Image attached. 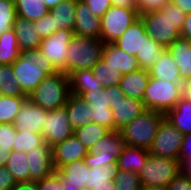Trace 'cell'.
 Listing matches in <instances>:
<instances>
[{"mask_svg": "<svg viewBox=\"0 0 191 190\" xmlns=\"http://www.w3.org/2000/svg\"><path fill=\"white\" fill-rule=\"evenodd\" d=\"M185 16L184 11L173 3H167L160 10L139 15L148 36L166 48L181 37Z\"/></svg>", "mask_w": 191, "mask_h": 190, "instance_id": "cell-1", "label": "cell"}, {"mask_svg": "<svg viewBox=\"0 0 191 190\" xmlns=\"http://www.w3.org/2000/svg\"><path fill=\"white\" fill-rule=\"evenodd\" d=\"M22 91L29 96L47 77L58 72L53 64L38 49L22 51L11 64Z\"/></svg>", "mask_w": 191, "mask_h": 190, "instance_id": "cell-2", "label": "cell"}, {"mask_svg": "<svg viewBox=\"0 0 191 190\" xmlns=\"http://www.w3.org/2000/svg\"><path fill=\"white\" fill-rule=\"evenodd\" d=\"M164 113L146 109L120 130L127 146L150 150Z\"/></svg>", "mask_w": 191, "mask_h": 190, "instance_id": "cell-3", "label": "cell"}, {"mask_svg": "<svg viewBox=\"0 0 191 190\" xmlns=\"http://www.w3.org/2000/svg\"><path fill=\"white\" fill-rule=\"evenodd\" d=\"M70 94L68 75L58 71L47 76L27 98L48 111L65 106Z\"/></svg>", "mask_w": 191, "mask_h": 190, "instance_id": "cell-4", "label": "cell"}, {"mask_svg": "<svg viewBox=\"0 0 191 190\" xmlns=\"http://www.w3.org/2000/svg\"><path fill=\"white\" fill-rule=\"evenodd\" d=\"M183 95V82H168L149 78L142 102L146 109L166 114Z\"/></svg>", "mask_w": 191, "mask_h": 190, "instance_id": "cell-5", "label": "cell"}, {"mask_svg": "<svg viewBox=\"0 0 191 190\" xmlns=\"http://www.w3.org/2000/svg\"><path fill=\"white\" fill-rule=\"evenodd\" d=\"M103 46L101 39L74 35L67 49V74L92 69L102 58Z\"/></svg>", "mask_w": 191, "mask_h": 190, "instance_id": "cell-6", "label": "cell"}, {"mask_svg": "<svg viewBox=\"0 0 191 190\" xmlns=\"http://www.w3.org/2000/svg\"><path fill=\"white\" fill-rule=\"evenodd\" d=\"M180 172V161L149 155L145 166L138 173V177L142 186L166 188Z\"/></svg>", "mask_w": 191, "mask_h": 190, "instance_id": "cell-7", "label": "cell"}, {"mask_svg": "<svg viewBox=\"0 0 191 190\" xmlns=\"http://www.w3.org/2000/svg\"><path fill=\"white\" fill-rule=\"evenodd\" d=\"M126 147L120 131H110L98 140L83 159L89 168L96 166H116L117 159Z\"/></svg>", "mask_w": 191, "mask_h": 190, "instance_id": "cell-8", "label": "cell"}, {"mask_svg": "<svg viewBox=\"0 0 191 190\" xmlns=\"http://www.w3.org/2000/svg\"><path fill=\"white\" fill-rule=\"evenodd\" d=\"M106 90L110 93V109L113 113L116 131H120L146 110L141 100L126 97L119 85L106 87Z\"/></svg>", "mask_w": 191, "mask_h": 190, "instance_id": "cell-9", "label": "cell"}, {"mask_svg": "<svg viewBox=\"0 0 191 190\" xmlns=\"http://www.w3.org/2000/svg\"><path fill=\"white\" fill-rule=\"evenodd\" d=\"M138 18V10L111 6L101 17V40L114 43Z\"/></svg>", "mask_w": 191, "mask_h": 190, "instance_id": "cell-10", "label": "cell"}, {"mask_svg": "<svg viewBox=\"0 0 191 190\" xmlns=\"http://www.w3.org/2000/svg\"><path fill=\"white\" fill-rule=\"evenodd\" d=\"M183 136L184 135L164 117L149 150L150 155L180 161Z\"/></svg>", "mask_w": 191, "mask_h": 190, "instance_id": "cell-11", "label": "cell"}, {"mask_svg": "<svg viewBox=\"0 0 191 190\" xmlns=\"http://www.w3.org/2000/svg\"><path fill=\"white\" fill-rule=\"evenodd\" d=\"M74 36L72 30L60 29L42 40L39 49L58 71L67 74V49Z\"/></svg>", "mask_w": 191, "mask_h": 190, "instance_id": "cell-12", "label": "cell"}, {"mask_svg": "<svg viewBox=\"0 0 191 190\" xmlns=\"http://www.w3.org/2000/svg\"><path fill=\"white\" fill-rule=\"evenodd\" d=\"M41 134L44 142L51 148L74 135L65 106L46 111L44 128L41 130Z\"/></svg>", "mask_w": 191, "mask_h": 190, "instance_id": "cell-13", "label": "cell"}, {"mask_svg": "<svg viewBox=\"0 0 191 190\" xmlns=\"http://www.w3.org/2000/svg\"><path fill=\"white\" fill-rule=\"evenodd\" d=\"M46 111L26 98L13 122L16 131L41 134Z\"/></svg>", "mask_w": 191, "mask_h": 190, "instance_id": "cell-14", "label": "cell"}, {"mask_svg": "<svg viewBox=\"0 0 191 190\" xmlns=\"http://www.w3.org/2000/svg\"><path fill=\"white\" fill-rule=\"evenodd\" d=\"M26 156L29 166V181H40L55 171L52 163V148L46 142L28 151Z\"/></svg>", "mask_w": 191, "mask_h": 190, "instance_id": "cell-15", "label": "cell"}, {"mask_svg": "<svg viewBox=\"0 0 191 190\" xmlns=\"http://www.w3.org/2000/svg\"><path fill=\"white\" fill-rule=\"evenodd\" d=\"M89 150L73 135L52 147V163L54 170L61 166L84 159Z\"/></svg>", "mask_w": 191, "mask_h": 190, "instance_id": "cell-16", "label": "cell"}, {"mask_svg": "<svg viewBox=\"0 0 191 190\" xmlns=\"http://www.w3.org/2000/svg\"><path fill=\"white\" fill-rule=\"evenodd\" d=\"M75 14L74 35L101 39V18L93 15L82 0H76Z\"/></svg>", "mask_w": 191, "mask_h": 190, "instance_id": "cell-17", "label": "cell"}, {"mask_svg": "<svg viewBox=\"0 0 191 190\" xmlns=\"http://www.w3.org/2000/svg\"><path fill=\"white\" fill-rule=\"evenodd\" d=\"M149 39L150 37L146 33L145 26L139 17L114 44L126 53L136 56Z\"/></svg>", "mask_w": 191, "mask_h": 190, "instance_id": "cell-18", "label": "cell"}, {"mask_svg": "<svg viewBox=\"0 0 191 190\" xmlns=\"http://www.w3.org/2000/svg\"><path fill=\"white\" fill-rule=\"evenodd\" d=\"M102 59L122 75L140 69L136 56L126 53L114 43H104Z\"/></svg>", "mask_w": 191, "mask_h": 190, "instance_id": "cell-19", "label": "cell"}, {"mask_svg": "<svg viewBox=\"0 0 191 190\" xmlns=\"http://www.w3.org/2000/svg\"><path fill=\"white\" fill-rule=\"evenodd\" d=\"M150 78L149 70L142 68L122 75L119 87L126 97L143 100Z\"/></svg>", "mask_w": 191, "mask_h": 190, "instance_id": "cell-20", "label": "cell"}, {"mask_svg": "<svg viewBox=\"0 0 191 190\" xmlns=\"http://www.w3.org/2000/svg\"><path fill=\"white\" fill-rule=\"evenodd\" d=\"M12 29L15 31L17 36V42L21 52L38 49L40 47L42 39L40 38L33 21L17 17Z\"/></svg>", "mask_w": 191, "mask_h": 190, "instance_id": "cell-21", "label": "cell"}, {"mask_svg": "<svg viewBox=\"0 0 191 190\" xmlns=\"http://www.w3.org/2000/svg\"><path fill=\"white\" fill-rule=\"evenodd\" d=\"M88 169L89 167L81 159L67 163L55 171L66 186L82 190L87 185Z\"/></svg>", "mask_w": 191, "mask_h": 190, "instance_id": "cell-22", "label": "cell"}, {"mask_svg": "<svg viewBox=\"0 0 191 190\" xmlns=\"http://www.w3.org/2000/svg\"><path fill=\"white\" fill-rule=\"evenodd\" d=\"M167 49L179 68L181 80L183 82L191 80V41L180 37L173 41Z\"/></svg>", "mask_w": 191, "mask_h": 190, "instance_id": "cell-23", "label": "cell"}, {"mask_svg": "<svg viewBox=\"0 0 191 190\" xmlns=\"http://www.w3.org/2000/svg\"><path fill=\"white\" fill-rule=\"evenodd\" d=\"M116 166H96L88 169L87 185L90 190H115Z\"/></svg>", "mask_w": 191, "mask_h": 190, "instance_id": "cell-24", "label": "cell"}, {"mask_svg": "<svg viewBox=\"0 0 191 190\" xmlns=\"http://www.w3.org/2000/svg\"><path fill=\"white\" fill-rule=\"evenodd\" d=\"M65 107L74 131L91 122L90 106L79 95L71 93Z\"/></svg>", "mask_w": 191, "mask_h": 190, "instance_id": "cell-25", "label": "cell"}, {"mask_svg": "<svg viewBox=\"0 0 191 190\" xmlns=\"http://www.w3.org/2000/svg\"><path fill=\"white\" fill-rule=\"evenodd\" d=\"M150 153L146 149L127 146L116 162L117 169L139 173L145 166Z\"/></svg>", "mask_w": 191, "mask_h": 190, "instance_id": "cell-26", "label": "cell"}, {"mask_svg": "<svg viewBox=\"0 0 191 190\" xmlns=\"http://www.w3.org/2000/svg\"><path fill=\"white\" fill-rule=\"evenodd\" d=\"M151 78H156L168 82H183L180 78L179 68L171 53L166 49L162 57L149 69Z\"/></svg>", "mask_w": 191, "mask_h": 190, "instance_id": "cell-27", "label": "cell"}, {"mask_svg": "<svg viewBox=\"0 0 191 190\" xmlns=\"http://www.w3.org/2000/svg\"><path fill=\"white\" fill-rule=\"evenodd\" d=\"M165 118L183 135L191 133V101L182 96L175 107L165 114Z\"/></svg>", "mask_w": 191, "mask_h": 190, "instance_id": "cell-28", "label": "cell"}, {"mask_svg": "<svg viewBox=\"0 0 191 190\" xmlns=\"http://www.w3.org/2000/svg\"><path fill=\"white\" fill-rule=\"evenodd\" d=\"M54 18L55 28L72 30L76 19V0H63L58 6L49 9Z\"/></svg>", "mask_w": 191, "mask_h": 190, "instance_id": "cell-29", "label": "cell"}, {"mask_svg": "<svg viewBox=\"0 0 191 190\" xmlns=\"http://www.w3.org/2000/svg\"><path fill=\"white\" fill-rule=\"evenodd\" d=\"M70 91L72 94H80L94 88L102 89L104 87L95 78L92 69L75 70L68 74Z\"/></svg>", "mask_w": 191, "mask_h": 190, "instance_id": "cell-30", "label": "cell"}, {"mask_svg": "<svg viewBox=\"0 0 191 190\" xmlns=\"http://www.w3.org/2000/svg\"><path fill=\"white\" fill-rule=\"evenodd\" d=\"M20 54L15 31L10 29L2 33L0 35V65L13 64Z\"/></svg>", "mask_w": 191, "mask_h": 190, "instance_id": "cell-31", "label": "cell"}, {"mask_svg": "<svg viewBox=\"0 0 191 190\" xmlns=\"http://www.w3.org/2000/svg\"><path fill=\"white\" fill-rule=\"evenodd\" d=\"M17 17L29 21H37L49 13V9L42 0H14Z\"/></svg>", "mask_w": 191, "mask_h": 190, "instance_id": "cell-32", "label": "cell"}, {"mask_svg": "<svg viewBox=\"0 0 191 190\" xmlns=\"http://www.w3.org/2000/svg\"><path fill=\"white\" fill-rule=\"evenodd\" d=\"M0 95L28 97L22 91L11 64L0 65Z\"/></svg>", "mask_w": 191, "mask_h": 190, "instance_id": "cell-33", "label": "cell"}, {"mask_svg": "<svg viewBox=\"0 0 191 190\" xmlns=\"http://www.w3.org/2000/svg\"><path fill=\"white\" fill-rule=\"evenodd\" d=\"M5 167L12 174L16 183L29 181V166L26 153L12 150Z\"/></svg>", "mask_w": 191, "mask_h": 190, "instance_id": "cell-34", "label": "cell"}, {"mask_svg": "<svg viewBox=\"0 0 191 190\" xmlns=\"http://www.w3.org/2000/svg\"><path fill=\"white\" fill-rule=\"evenodd\" d=\"M110 131L95 122L86 123L83 127L74 131V135L90 151L93 145L105 137Z\"/></svg>", "mask_w": 191, "mask_h": 190, "instance_id": "cell-35", "label": "cell"}, {"mask_svg": "<svg viewBox=\"0 0 191 190\" xmlns=\"http://www.w3.org/2000/svg\"><path fill=\"white\" fill-rule=\"evenodd\" d=\"M92 72L102 87H114L120 84L122 74L102 58L92 68Z\"/></svg>", "mask_w": 191, "mask_h": 190, "instance_id": "cell-36", "label": "cell"}, {"mask_svg": "<svg viewBox=\"0 0 191 190\" xmlns=\"http://www.w3.org/2000/svg\"><path fill=\"white\" fill-rule=\"evenodd\" d=\"M166 47L160 46L154 39H149L145 42L144 47L140 53L136 54V59L140 68L149 70L156 63V60L162 57Z\"/></svg>", "mask_w": 191, "mask_h": 190, "instance_id": "cell-37", "label": "cell"}, {"mask_svg": "<svg viewBox=\"0 0 191 190\" xmlns=\"http://www.w3.org/2000/svg\"><path fill=\"white\" fill-rule=\"evenodd\" d=\"M26 98L0 95V123L13 124Z\"/></svg>", "mask_w": 191, "mask_h": 190, "instance_id": "cell-38", "label": "cell"}, {"mask_svg": "<svg viewBox=\"0 0 191 190\" xmlns=\"http://www.w3.org/2000/svg\"><path fill=\"white\" fill-rule=\"evenodd\" d=\"M44 143L42 134L17 131L13 145L14 151L27 153Z\"/></svg>", "mask_w": 191, "mask_h": 190, "instance_id": "cell-39", "label": "cell"}, {"mask_svg": "<svg viewBox=\"0 0 191 190\" xmlns=\"http://www.w3.org/2000/svg\"><path fill=\"white\" fill-rule=\"evenodd\" d=\"M89 106L93 108L110 109V93L106 88H94L84 93L78 94Z\"/></svg>", "mask_w": 191, "mask_h": 190, "instance_id": "cell-40", "label": "cell"}, {"mask_svg": "<svg viewBox=\"0 0 191 190\" xmlns=\"http://www.w3.org/2000/svg\"><path fill=\"white\" fill-rule=\"evenodd\" d=\"M16 18L15 1L0 0V35L12 29Z\"/></svg>", "mask_w": 191, "mask_h": 190, "instance_id": "cell-41", "label": "cell"}, {"mask_svg": "<svg viewBox=\"0 0 191 190\" xmlns=\"http://www.w3.org/2000/svg\"><path fill=\"white\" fill-rule=\"evenodd\" d=\"M115 190H141L142 184L137 173L126 170L117 171Z\"/></svg>", "mask_w": 191, "mask_h": 190, "instance_id": "cell-42", "label": "cell"}, {"mask_svg": "<svg viewBox=\"0 0 191 190\" xmlns=\"http://www.w3.org/2000/svg\"><path fill=\"white\" fill-rule=\"evenodd\" d=\"M91 122H95L101 126L106 127L109 131H116L114 126V118L111 109L105 108H91Z\"/></svg>", "mask_w": 191, "mask_h": 190, "instance_id": "cell-43", "label": "cell"}, {"mask_svg": "<svg viewBox=\"0 0 191 190\" xmlns=\"http://www.w3.org/2000/svg\"><path fill=\"white\" fill-rule=\"evenodd\" d=\"M181 172L191 173V133L183 136L180 150Z\"/></svg>", "mask_w": 191, "mask_h": 190, "instance_id": "cell-44", "label": "cell"}, {"mask_svg": "<svg viewBox=\"0 0 191 190\" xmlns=\"http://www.w3.org/2000/svg\"><path fill=\"white\" fill-rule=\"evenodd\" d=\"M34 23L42 40L58 31V28H55L54 18H52L50 12L41 19L34 21Z\"/></svg>", "mask_w": 191, "mask_h": 190, "instance_id": "cell-45", "label": "cell"}, {"mask_svg": "<svg viewBox=\"0 0 191 190\" xmlns=\"http://www.w3.org/2000/svg\"><path fill=\"white\" fill-rule=\"evenodd\" d=\"M15 126L11 123H0V146L13 150L16 138Z\"/></svg>", "mask_w": 191, "mask_h": 190, "instance_id": "cell-46", "label": "cell"}, {"mask_svg": "<svg viewBox=\"0 0 191 190\" xmlns=\"http://www.w3.org/2000/svg\"><path fill=\"white\" fill-rule=\"evenodd\" d=\"M38 190H63V182L59 175L54 171L51 175L37 181Z\"/></svg>", "mask_w": 191, "mask_h": 190, "instance_id": "cell-47", "label": "cell"}, {"mask_svg": "<svg viewBox=\"0 0 191 190\" xmlns=\"http://www.w3.org/2000/svg\"><path fill=\"white\" fill-rule=\"evenodd\" d=\"M166 190H191V173L180 172L165 188Z\"/></svg>", "mask_w": 191, "mask_h": 190, "instance_id": "cell-48", "label": "cell"}, {"mask_svg": "<svg viewBox=\"0 0 191 190\" xmlns=\"http://www.w3.org/2000/svg\"><path fill=\"white\" fill-rule=\"evenodd\" d=\"M138 14L160 10L164 5L170 3V0H136Z\"/></svg>", "mask_w": 191, "mask_h": 190, "instance_id": "cell-49", "label": "cell"}, {"mask_svg": "<svg viewBox=\"0 0 191 190\" xmlns=\"http://www.w3.org/2000/svg\"><path fill=\"white\" fill-rule=\"evenodd\" d=\"M97 17H102L112 6L111 0H82Z\"/></svg>", "mask_w": 191, "mask_h": 190, "instance_id": "cell-50", "label": "cell"}, {"mask_svg": "<svg viewBox=\"0 0 191 190\" xmlns=\"http://www.w3.org/2000/svg\"><path fill=\"white\" fill-rule=\"evenodd\" d=\"M16 185L12 174L5 166H0V190H12Z\"/></svg>", "mask_w": 191, "mask_h": 190, "instance_id": "cell-51", "label": "cell"}, {"mask_svg": "<svg viewBox=\"0 0 191 190\" xmlns=\"http://www.w3.org/2000/svg\"><path fill=\"white\" fill-rule=\"evenodd\" d=\"M181 38L191 41V12L185 16L184 26L181 29Z\"/></svg>", "mask_w": 191, "mask_h": 190, "instance_id": "cell-52", "label": "cell"}, {"mask_svg": "<svg viewBox=\"0 0 191 190\" xmlns=\"http://www.w3.org/2000/svg\"><path fill=\"white\" fill-rule=\"evenodd\" d=\"M112 6L137 10L136 0H111Z\"/></svg>", "mask_w": 191, "mask_h": 190, "instance_id": "cell-53", "label": "cell"}, {"mask_svg": "<svg viewBox=\"0 0 191 190\" xmlns=\"http://www.w3.org/2000/svg\"><path fill=\"white\" fill-rule=\"evenodd\" d=\"M170 3H173L183 10L185 14H189L191 12V0H170Z\"/></svg>", "mask_w": 191, "mask_h": 190, "instance_id": "cell-54", "label": "cell"}, {"mask_svg": "<svg viewBox=\"0 0 191 190\" xmlns=\"http://www.w3.org/2000/svg\"><path fill=\"white\" fill-rule=\"evenodd\" d=\"M12 190H38L37 188V182H19L16 183L14 188Z\"/></svg>", "mask_w": 191, "mask_h": 190, "instance_id": "cell-55", "label": "cell"}, {"mask_svg": "<svg viewBox=\"0 0 191 190\" xmlns=\"http://www.w3.org/2000/svg\"><path fill=\"white\" fill-rule=\"evenodd\" d=\"M12 152L11 149L2 148L0 146V166H6V162L9 159V154Z\"/></svg>", "mask_w": 191, "mask_h": 190, "instance_id": "cell-56", "label": "cell"}, {"mask_svg": "<svg viewBox=\"0 0 191 190\" xmlns=\"http://www.w3.org/2000/svg\"><path fill=\"white\" fill-rule=\"evenodd\" d=\"M185 99L191 101V80L183 82V95Z\"/></svg>", "mask_w": 191, "mask_h": 190, "instance_id": "cell-57", "label": "cell"}, {"mask_svg": "<svg viewBox=\"0 0 191 190\" xmlns=\"http://www.w3.org/2000/svg\"><path fill=\"white\" fill-rule=\"evenodd\" d=\"M48 9L58 6L63 0H42Z\"/></svg>", "mask_w": 191, "mask_h": 190, "instance_id": "cell-58", "label": "cell"}, {"mask_svg": "<svg viewBox=\"0 0 191 190\" xmlns=\"http://www.w3.org/2000/svg\"><path fill=\"white\" fill-rule=\"evenodd\" d=\"M141 190H166V189L161 187L142 186Z\"/></svg>", "mask_w": 191, "mask_h": 190, "instance_id": "cell-59", "label": "cell"}, {"mask_svg": "<svg viewBox=\"0 0 191 190\" xmlns=\"http://www.w3.org/2000/svg\"><path fill=\"white\" fill-rule=\"evenodd\" d=\"M63 187H64L63 190H78L77 188L66 186L64 183H63Z\"/></svg>", "mask_w": 191, "mask_h": 190, "instance_id": "cell-60", "label": "cell"}]
</instances>
